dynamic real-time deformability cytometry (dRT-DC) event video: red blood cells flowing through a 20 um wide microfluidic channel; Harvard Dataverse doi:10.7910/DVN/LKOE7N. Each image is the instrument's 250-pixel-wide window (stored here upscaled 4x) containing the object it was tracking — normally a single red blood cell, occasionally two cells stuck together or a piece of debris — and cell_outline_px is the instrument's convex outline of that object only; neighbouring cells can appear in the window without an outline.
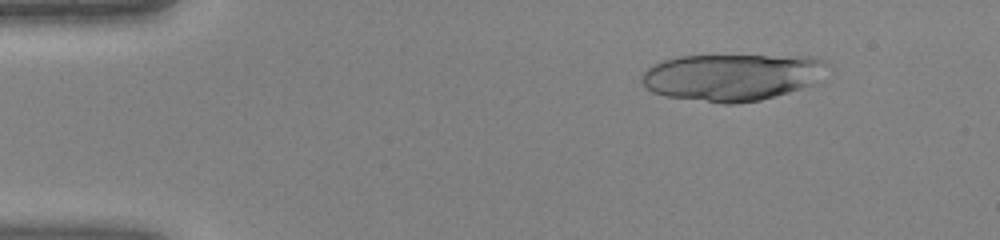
{"species": "human", "species_latin": "Homo sapiens", "temperature_condition": "warm", "stored_images_in_passage": 22, "camera_frame_rate_fps": 3000, "um_per_image_px": 0.085, "donor": {"sex": "female"}, "frame": {"image": 1, "passage_image": 6, "time_ms": 1.667, "image_size_px": [1000, 240], "cell_outline_px": [[832, 68], [812, 84], [788, 92], [760, 100], [732, 104], [724, 104], [664, 96], [652, 92], [640, 80], [640, 76], [648, 68], [664, 60], [680, 56], [816, 56], [828, 60], [832, 64]], "centroid_in_image_um": [62.3, 6.54], "position_along_channel_um": 22.7, "area_um2": 51.15}}
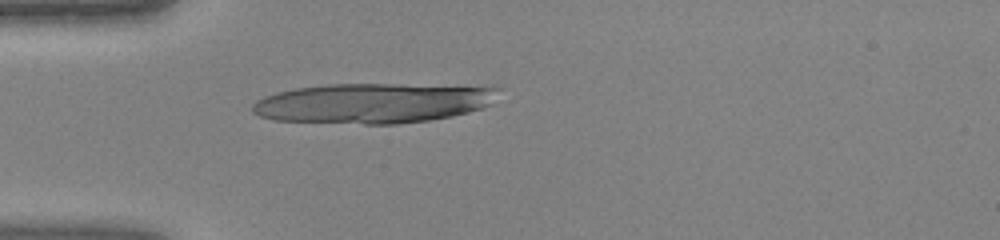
{"frame": {"image": 2, "passage_image": 13, "time_ms": 4.0, "image_size_px": [1000, 240], "cell_outline_px": [[500, 88], [492, 104], [468, 112], [452, 116], [428, 120], [396, 124], [364, 124], [272, 120], [260, 116], [252, 112], [252, 104], [256, 100], [264, 96], [276, 92], [296, 88], [328, 84], [400, 84]], "centroid_in_image_um": [31.64, 8.77], "position_along_channel_um": 53.4, "area_um2": 57.22}}